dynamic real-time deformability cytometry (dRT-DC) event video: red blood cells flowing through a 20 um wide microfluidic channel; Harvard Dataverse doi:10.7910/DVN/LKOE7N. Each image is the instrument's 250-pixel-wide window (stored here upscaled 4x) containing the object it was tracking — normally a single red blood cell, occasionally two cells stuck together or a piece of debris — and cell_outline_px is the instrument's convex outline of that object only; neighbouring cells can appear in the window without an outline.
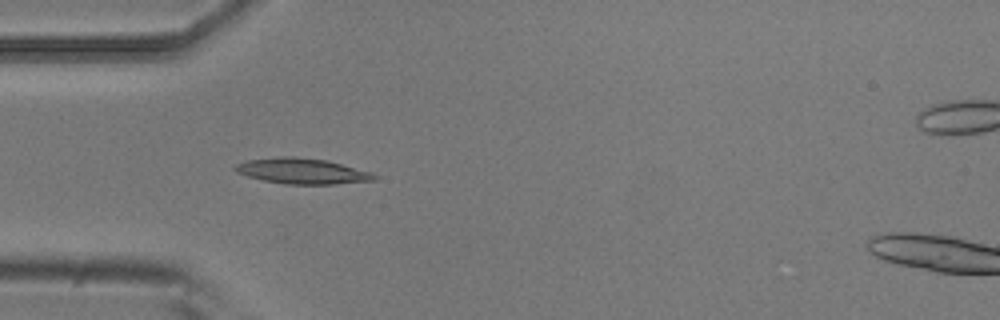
{"species": "common noctule bat (a hibernating species)", "species_latin": "Nyctalus noctula", "temperature_condition": "room temperature", "stored_images_in_passage": 6, "camera_frame_rate_fps": 3000, "um_per_image_px": 0.085, "animal": {"sex": "male", "body_mass_g": 20.5, "forearm_length_mm": 52.5}, "frame": {"image": 1, "passage_image": 5, "time_ms": 1.333, "image_size_px": [1000, 320], "cell_outline_px": [[380, 176], [376, 180], [336, 184], [284, 184], [264, 180], [248, 176], [236, 172], [232, 168], [236, 164], [248, 160], [280, 156], [292, 156], [324, 160], [372, 172]], "centroid_in_image_um": [25.69, 14.55], "position_along_channel_um": 59.3, "area_um2": 20.69}}